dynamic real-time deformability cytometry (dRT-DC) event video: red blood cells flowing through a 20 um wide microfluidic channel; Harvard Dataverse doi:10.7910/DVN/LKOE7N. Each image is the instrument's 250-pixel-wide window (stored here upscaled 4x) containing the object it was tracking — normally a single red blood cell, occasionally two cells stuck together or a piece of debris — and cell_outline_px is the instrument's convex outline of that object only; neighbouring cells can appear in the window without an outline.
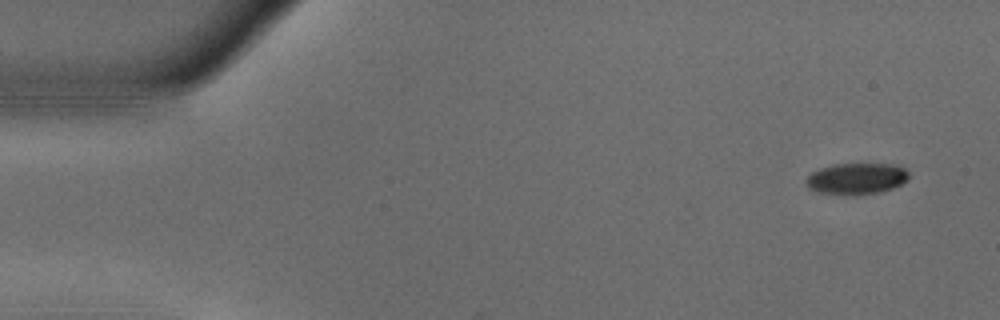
{"species": "common noctule bat (a hibernating species)", "species_latin": "Nyctalus noctula", "temperature_condition": "warm", "stored_images_in_passage": 52, "camera_frame_rate_fps": 3000, "um_per_image_px": 0.085, "animal": {"sex": "male", "body_mass_g": 18.8}, "frame": {"image": 1, "passage_image": 1, "time_ms": 0.0, "image_size_px": [1000, 320], "cell_outline_px": [[908, 180], [892, 188], [876, 192], [856, 196], [844, 196], [816, 192], [808, 188], [804, 180], [812, 172], [820, 168], [836, 164], [888, 164], [904, 168], [908, 172]], "centroid_in_image_um": [72.74, 15.21], "position_along_channel_um": 12.3, "area_um2": 18.9}}
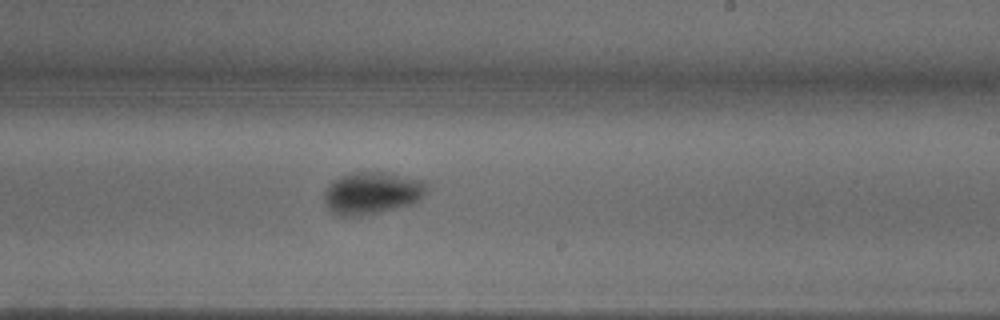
{"frame": {"image": 2, "passage_image": 30, "time_ms": 9.667, "image_size_px": [1000, 320], "cell_outline_px": [[428, 188], [420, 200], [412, 204], [380, 212], [360, 216], [340, 216], [332, 212], [328, 208], [324, 200], [324, 192], [328, 184], [340, 176], [352, 172], [384, 172], [424, 180], [428, 184]], "centroid_in_image_um": [31.62, 16.4], "position_along_channel_um": 257.4, "area_um2": 25.43}}
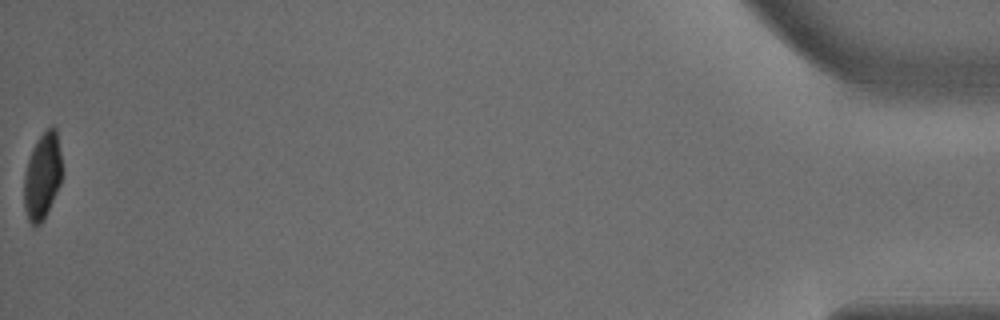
{"frame": {"image": 3, "passage_image": 52, "time_ms": 17.0, "image_size_px": [1000, 320], "cell_outline_px": [[64, 172], [60, 184], [48, 212], [44, 220], [36, 228], [32, 228], [28, 220], [24, 208], [24, 172], [32, 148], [36, 140], [52, 124], [56, 128]], "centroid_in_image_um": [3.61, 15.0], "position_along_channel_um": 431.6, "area_um2": 19.77}, "authors_computed_cell_mechanics": {"area_um2": 22.0218, "velocity_mm_per_s": 3.7324, "shape_relaxation_time_tau1_ms": 2.9992, "shape_relaxation_time_tau2_ms": null, "deformation_change_tau1": 0.1326, "deformation_change_tau2": null}}